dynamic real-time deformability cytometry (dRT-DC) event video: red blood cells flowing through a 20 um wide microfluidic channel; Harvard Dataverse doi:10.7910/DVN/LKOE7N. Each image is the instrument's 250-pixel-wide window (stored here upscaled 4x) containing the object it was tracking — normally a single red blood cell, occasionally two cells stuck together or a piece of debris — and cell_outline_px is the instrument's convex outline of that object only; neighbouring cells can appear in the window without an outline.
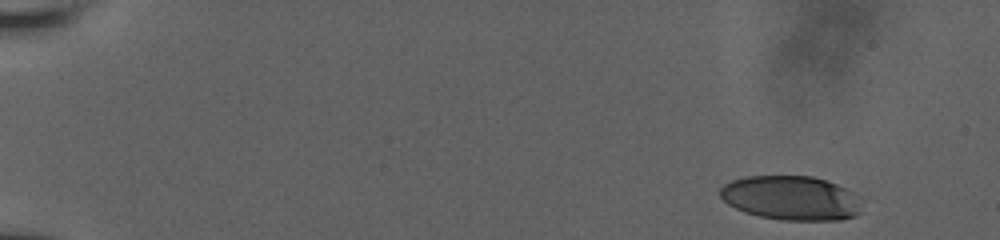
{"species": "human", "species_latin": "Homo sapiens", "temperature_condition": "room temperature", "stored_images_in_passage": 27, "camera_frame_rate_fps": 3000, "um_per_image_px": 0.085, "donor": {"sex": "male"}, "frame": {"image": 1, "passage_image": 1, "time_ms": 0.0, "image_size_px": [1000, 240], "cell_outline_px": [[860, 212], [856, 216], [840, 220], [780, 220], [760, 216], [744, 212], [728, 204], [720, 196], [720, 188], [724, 184], [732, 180], [748, 176], [812, 176], [836, 184], [852, 192]], "centroid_in_image_um": [67.18, 16.83], "position_along_channel_um": 17.8, "area_um2": 36.13}}
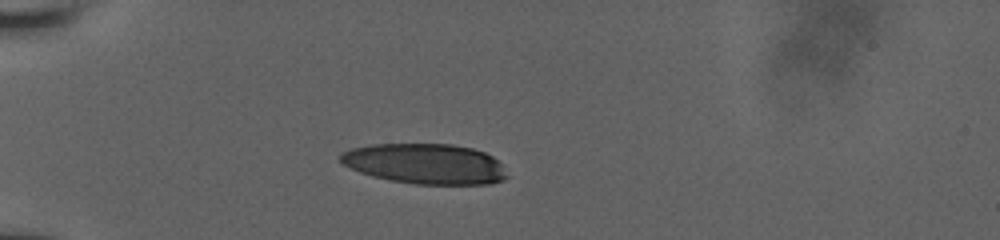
{"frame": {"image": 2, "passage_image": 18, "time_ms": 4.0, "image_size_px": [1000, 240], "cell_outline_px": [[508, 176], [500, 180], [488, 184], [416, 184], [392, 180], [372, 176], [360, 172], [344, 164], [340, 160], [340, 152], [352, 148], [372, 144], [452, 144], [472, 148], [484, 152], [492, 156], [500, 164]], "centroid_in_image_um": [36.12, 13.91], "position_along_channel_um": 48.9, "area_um2": 38.84}}
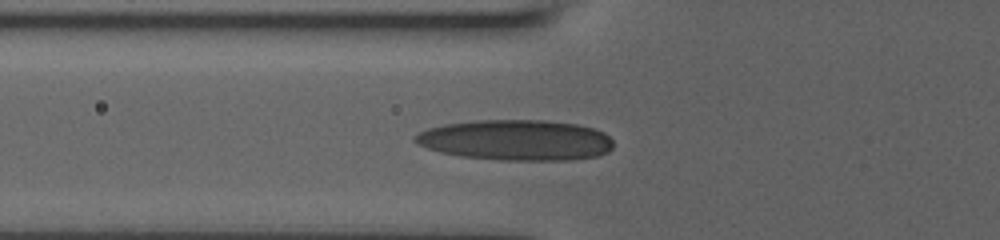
{"frame": {"image": 3, "passage_image": 27, "time_ms": 5.667, "image_size_px": [1000, 240], "cell_outline_px": [[612, 148], [608, 152], [596, 156], [572, 160], [500, 160], [460, 156], [440, 152], [416, 144], [412, 140], [412, 136], [428, 128], [444, 124], [476, 120], [544, 120], [576, 124], [592, 128], [604, 132], [612, 140]], "centroid_in_image_um": [43.83, 11.91], "position_along_channel_um": 82.0, "area_um2": 47.11}}